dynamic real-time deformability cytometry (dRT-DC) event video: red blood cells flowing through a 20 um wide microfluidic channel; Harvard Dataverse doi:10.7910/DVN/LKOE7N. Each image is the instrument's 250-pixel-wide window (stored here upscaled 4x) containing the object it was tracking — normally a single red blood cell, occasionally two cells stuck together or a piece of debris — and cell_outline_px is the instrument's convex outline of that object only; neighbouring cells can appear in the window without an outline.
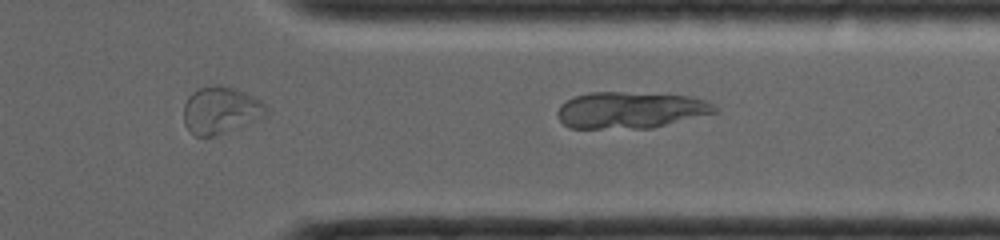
{"species": "common noctule bat (a hibernating species)", "species_latin": "Nyctalus noctula", "temperature_condition": "room temperature", "stored_images_in_passage": 27, "segment_of_instrument_passage": [2, 2], "camera_frame_rate_fps": 4000, "um_per_image_px": 0.085, "animal": {"sex": "female", "body_mass_g": 19.0, "forearm_length_mm": 56.7}, "frame": {"image": 1, "passage_image": 27, "time_ms": 7.75, "image_size_px": [1000, 240], "cell_outline_px": [[716, 112], [648, 128], [572, 128], [564, 124], [560, 120], [560, 104], [572, 96], [588, 92], [624, 92], [692, 96], [708, 100], [716, 104]], "centroid_in_image_um": [53.59, 9.33], "position_along_channel_um": 357.8, "area_um2": 33.18}}